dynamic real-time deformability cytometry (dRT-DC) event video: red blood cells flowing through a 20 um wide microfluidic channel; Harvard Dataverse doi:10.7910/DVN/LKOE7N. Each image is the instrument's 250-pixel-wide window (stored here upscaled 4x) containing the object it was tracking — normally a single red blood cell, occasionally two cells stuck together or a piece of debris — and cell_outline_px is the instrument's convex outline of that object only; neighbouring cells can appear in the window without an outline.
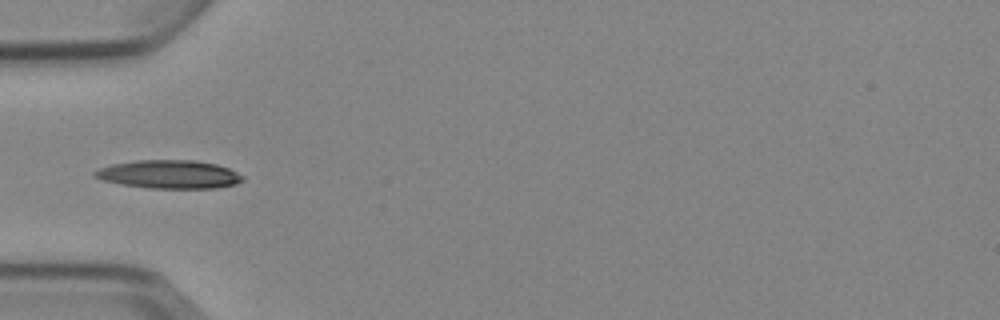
{"species": "Egyptian fruit bat (a non-hibernating species)", "species_latin": "Rousettus aegyptiacus", "temperature_condition": "cold", "stored_images_in_passage": 5, "camera_frame_rate_fps": 3000, "um_per_image_px": 0.085, "animal": {"sex": "female"}, "frame": {"image": 1, "passage_image": 5, "time_ms": 5.333, "image_size_px": [1000, 320], "cell_outline_px": [[244, 180], [236, 184], [216, 188], [152, 188], [120, 184], [104, 180], [92, 176], [92, 172], [100, 168], [112, 164], [136, 160], [196, 160], [216, 164], [228, 168], [244, 176]], "centroid_in_image_um": [14.38, 14.81], "position_along_channel_um": 70.6, "area_um2": 24.45}}